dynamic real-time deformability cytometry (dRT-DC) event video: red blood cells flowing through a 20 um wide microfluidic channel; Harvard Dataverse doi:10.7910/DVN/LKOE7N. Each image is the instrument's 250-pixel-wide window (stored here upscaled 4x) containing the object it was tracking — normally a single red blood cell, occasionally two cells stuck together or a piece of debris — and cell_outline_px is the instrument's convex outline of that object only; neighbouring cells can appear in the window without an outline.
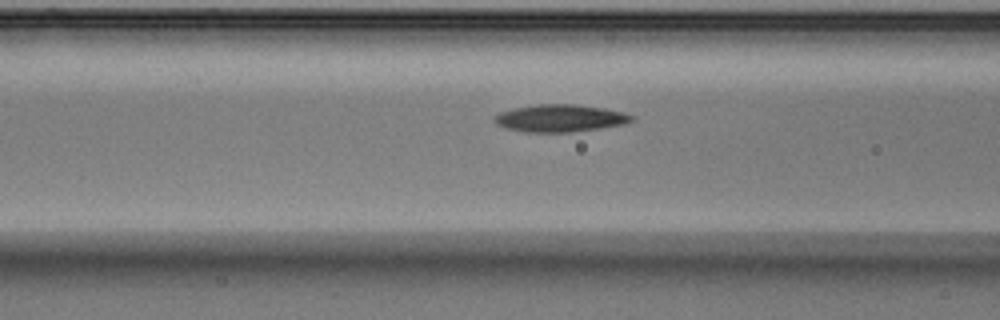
{"species": "Egyptian fruit bat (a non-hibernating species)", "species_latin": "Rousettus aegyptiacus", "temperature_condition": "warm", "stored_images_in_passage": 16, "camera_frame_rate_fps": 3000, "um_per_image_px": 0.085, "animal": {"sex": "male"}, "frame": {"image": 1, "passage_image": 14, "time_ms": 4.333, "image_size_px": [1000, 320], "cell_outline_px": [[636, 120], [624, 124], [600, 128], [568, 132], [524, 132], [508, 128], [496, 124], [492, 120], [492, 116], [500, 112], [516, 108], [540, 104], [576, 104], [604, 108], [624, 112], [636, 116]], "centroid_in_image_um": [47.64, 10.04], "position_along_channel_um": 119.0, "area_um2": 21.96}}